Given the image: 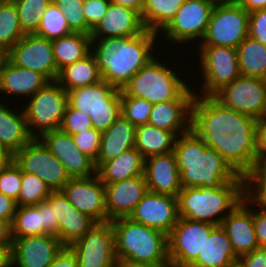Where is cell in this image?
<instances>
[{
    "label": "cell",
    "instance_id": "41",
    "mask_svg": "<svg viewBox=\"0 0 266 267\" xmlns=\"http://www.w3.org/2000/svg\"><path fill=\"white\" fill-rule=\"evenodd\" d=\"M52 191L42 179L34 174L22 172L17 206L38 205L46 200Z\"/></svg>",
    "mask_w": 266,
    "mask_h": 267
},
{
    "label": "cell",
    "instance_id": "46",
    "mask_svg": "<svg viewBox=\"0 0 266 267\" xmlns=\"http://www.w3.org/2000/svg\"><path fill=\"white\" fill-rule=\"evenodd\" d=\"M72 138L76 147L96 162L101 146V132L91 128L72 135Z\"/></svg>",
    "mask_w": 266,
    "mask_h": 267
},
{
    "label": "cell",
    "instance_id": "32",
    "mask_svg": "<svg viewBox=\"0 0 266 267\" xmlns=\"http://www.w3.org/2000/svg\"><path fill=\"white\" fill-rule=\"evenodd\" d=\"M101 80L99 67L92 52L83 59L62 68L56 79L65 91L90 86Z\"/></svg>",
    "mask_w": 266,
    "mask_h": 267
},
{
    "label": "cell",
    "instance_id": "33",
    "mask_svg": "<svg viewBox=\"0 0 266 267\" xmlns=\"http://www.w3.org/2000/svg\"><path fill=\"white\" fill-rule=\"evenodd\" d=\"M177 136L170 131L145 124L136 127L135 148L144 159L174 150Z\"/></svg>",
    "mask_w": 266,
    "mask_h": 267
},
{
    "label": "cell",
    "instance_id": "61",
    "mask_svg": "<svg viewBox=\"0 0 266 267\" xmlns=\"http://www.w3.org/2000/svg\"><path fill=\"white\" fill-rule=\"evenodd\" d=\"M12 243L11 224L0 220V244Z\"/></svg>",
    "mask_w": 266,
    "mask_h": 267
},
{
    "label": "cell",
    "instance_id": "5",
    "mask_svg": "<svg viewBox=\"0 0 266 267\" xmlns=\"http://www.w3.org/2000/svg\"><path fill=\"white\" fill-rule=\"evenodd\" d=\"M110 222L114 230L118 262L171 265L166 234L129 218H117Z\"/></svg>",
    "mask_w": 266,
    "mask_h": 267
},
{
    "label": "cell",
    "instance_id": "23",
    "mask_svg": "<svg viewBox=\"0 0 266 267\" xmlns=\"http://www.w3.org/2000/svg\"><path fill=\"white\" fill-rule=\"evenodd\" d=\"M47 200L58 220V239L69 246L84 236L96 222L75 208L61 191L52 192Z\"/></svg>",
    "mask_w": 266,
    "mask_h": 267
},
{
    "label": "cell",
    "instance_id": "1",
    "mask_svg": "<svg viewBox=\"0 0 266 267\" xmlns=\"http://www.w3.org/2000/svg\"><path fill=\"white\" fill-rule=\"evenodd\" d=\"M256 124V119L223 106L213 96L195 95L191 130L246 178L258 167Z\"/></svg>",
    "mask_w": 266,
    "mask_h": 267
},
{
    "label": "cell",
    "instance_id": "24",
    "mask_svg": "<svg viewBox=\"0 0 266 267\" xmlns=\"http://www.w3.org/2000/svg\"><path fill=\"white\" fill-rule=\"evenodd\" d=\"M146 30L141 15L132 8L110 3L105 15L91 31V39L133 37Z\"/></svg>",
    "mask_w": 266,
    "mask_h": 267
},
{
    "label": "cell",
    "instance_id": "62",
    "mask_svg": "<svg viewBox=\"0 0 266 267\" xmlns=\"http://www.w3.org/2000/svg\"><path fill=\"white\" fill-rule=\"evenodd\" d=\"M118 267H172V265H153L146 263L118 262Z\"/></svg>",
    "mask_w": 266,
    "mask_h": 267
},
{
    "label": "cell",
    "instance_id": "7",
    "mask_svg": "<svg viewBox=\"0 0 266 267\" xmlns=\"http://www.w3.org/2000/svg\"><path fill=\"white\" fill-rule=\"evenodd\" d=\"M22 104L27 127L33 138L59 130L68 105L67 91L57 81L49 82Z\"/></svg>",
    "mask_w": 266,
    "mask_h": 267
},
{
    "label": "cell",
    "instance_id": "17",
    "mask_svg": "<svg viewBox=\"0 0 266 267\" xmlns=\"http://www.w3.org/2000/svg\"><path fill=\"white\" fill-rule=\"evenodd\" d=\"M61 192L75 208L96 223L107 222L105 185L97 174L87 178H70Z\"/></svg>",
    "mask_w": 266,
    "mask_h": 267
},
{
    "label": "cell",
    "instance_id": "37",
    "mask_svg": "<svg viewBox=\"0 0 266 267\" xmlns=\"http://www.w3.org/2000/svg\"><path fill=\"white\" fill-rule=\"evenodd\" d=\"M24 35L14 1L0 0V56L5 55Z\"/></svg>",
    "mask_w": 266,
    "mask_h": 267
},
{
    "label": "cell",
    "instance_id": "22",
    "mask_svg": "<svg viewBox=\"0 0 266 267\" xmlns=\"http://www.w3.org/2000/svg\"><path fill=\"white\" fill-rule=\"evenodd\" d=\"M192 86L177 100L154 103L149 125L173 132L176 136L191 130V108L195 98Z\"/></svg>",
    "mask_w": 266,
    "mask_h": 267
},
{
    "label": "cell",
    "instance_id": "34",
    "mask_svg": "<svg viewBox=\"0 0 266 267\" xmlns=\"http://www.w3.org/2000/svg\"><path fill=\"white\" fill-rule=\"evenodd\" d=\"M52 47L56 67L60 71L91 52V37L84 33L72 32L67 36L52 40Z\"/></svg>",
    "mask_w": 266,
    "mask_h": 267
},
{
    "label": "cell",
    "instance_id": "48",
    "mask_svg": "<svg viewBox=\"0 0 266 267\" xmlns=\"http://www.w3.org/2000/svg\"><path fill=\"white\" fill-rule=\"evenodd\" d=\"M121 114V103H108V107H97L89 113L92 126L101 133L107 130Z\"/></svg>",
    "mask_w": 266,
    "mask_h": 267
},
{
    "label": "cell",
    "instance_id": "39",
    "mask_svg": "<svg viewBox=\"0 0 266 267\" xmlns=\"http://www.w3.org/2000/svg\"><path fill=\"white\" fill-rule=\"evenodd\" d=\"M24 34H35L41 23L44 11L52 0H13Z\"/></svg>",
    "mask_w": 266,
    "mask_h": 267
},
{
    "label": "cell",
    "instance_id": "47",
    "mask_svg": "<svg viewBox=\"0 0 266 267\" xmlns=\"http://www.w3.org/2000/svg\"><path fill=\"white\" fill-rule=\"evenodd\" d=\"M22 180L21 168L13 161L0 175V192L18 200Z\"/></svg>",
    "mask_w": 266,
    "mask_h": 267
},
{
    "label": "cell",
    "instance_id": "27",
    "mask_svg": "<svg viewBox=\"0 0 266 267\" xmlns=\"http://www.w3.org/2000/svg\"><path fill=\"white\" fill-rule=\"evenodd\" d=\"M238 259L229 237L219 225L211 231L202 251L189 267H236Z\"/></svg>",
    "mask_w": 266,
    "mask_h": 267
},
{
    "label": "cell",
    "instance_id": "56",
    "mask_svg": "<svg viewBox=\"0 0 266 267\" xmlns=\"http://www.w3.org/2000/svg\"><path fill=\"white\" fill-rule=\"evenodd\" d=\"M16 208V201L0 192V220L12 224Z\"/></svg>",
    "mask_w": 266,
    "mask_h": 267
},
{
    "label": "cell",
    "instance_id": "36",
    "mask_svg": "<svg viewBox=\"0 0 266 267\" xmlns=\"http://www.w3.org/2000/svg\"><path fill=\"white\" fill-rule=\"evenodd\" d=\"M185 0H145L141 18L145 28L160 33L174 18Z\"/></svg>",
    "mask_w": 266,
    "mask_h": 267
},
{
    "label": "cell",
    "instance_id": "26",
    "mask_svg": "<svg viewBox=\"0 0 266 267\" xmlns=\"http://www.w3.org/2000/svg\"><path fill=\"white\" fill-rule=\"evenodd\" d=\"M49 82L44 75L14 65L5 55L0 56V95L29 99Z\"/></svg>",
    "mask_w": 266,
    "mask_h": 267
},
{
    "label": "cell",
    "instance_id": "54",
    "mask_svg": "<svg viewBox=\"0 0 266 267\" xmlns=\"http://www.w3.org/2000/svg\"><path fill=\"white\" fill-rule=\"evenodd\" d=\"M254 230L259 247L266 248V210L254 203ZM255 207H257L255 209Z\"/></svg>",
    "mask_w": 266,
    "mask_h": 267
},
{
    "label": "cell",
    "instance_id": "19",
    "mask_svg": "<svg viewBox=\"0 0 266 267\" xmlns=\"http://www.w3.org/2000/svg\"><path fill=\"white\" fill-rule=\"evenodd\" d=\"M64 246L51 234L12 238V267H48Z\"/></svg>",
    "mask_w": 266,
    "mask_h": 267
},
{
    "label": "cell",
    "instance_id": "21",
    "mask_svg": "<svg viewBox=\"0 0 266 267\" xmlns=\"http://www.w3.org/2000/svg\"><path fill=\"white\" fill-rule=\"evenodd\" d=\"M147 192L144 175L105 184L107 222L117 218H128Z\"/></svg>",
    "mask_w": 266,
    "mask_h": 267
},
{
    "label": "cell",
    "instance_id": "42",
    "mask_svg": "<svg viewBox=\"0 0 266 267\" xmlns=\"http://www.w3.org/2000/svg\"><path fill=\"white\" fill-rule=\"evenodd\" d=\"M153 103L144 98L121 96V114L135 127L149 123Z\"/></svg>",
    "mask_w": 266,
    "mask_h": 267
},
{
    "label": "cell",
    "instance_id": "11",
    "mask_svg": "<svg viewBox=\"0 0 266 267\" xmlns=\"http://www.w3.org/2000/svg\"><path fill=\"white\" fill-rule=\"evenodd\" d=\"M14 162L22 172L40 177L52 192L61 191L70 180L64 165L39 138H33L17 151Z\"/></svg>",
    "mask_w": 266,
    "mask_h": 267
},
{
    "label": "cell",
    "instance_id": "44",
    "mask_svg": "<svg viewBox=\"0 0 266 267\" xmlns=\"http://www.w3.org/2000/svg\"><path fill=\"white\" fill-rule=\"evenodd\" d=\"M246 195L257 206L266 210V164H260L246 178Z\"/></svg>",
    "mask_w": 266,
    "mask_h": 267
},
{
    "label": "cell",
    "instance_id": "55",
    "mask_svg": "<svg viewBox=\"0 0 266 267\" xmlns=\"http://www.w3.org/2000/svg\"><path fill=\"white\" fill-rule=\"evenodd\" d=\"M48 267H78L75 253L69 246H64Z\"/></svg>",
    "mask_w": 266,
    "mask_h": 267
},
{
    "label": "cell",
    "instance_id": "2",
    "mask_svg": "<svg viewBox=\"0 0 266 267\" xmlns=\"http://www.w3.org/2000/svg\"><path fill=\"white\" fill-rule=\"evenodd\" d=\"M158 35L146 29L133 37L91 39L102 80L121 90L155 56Z\"/></svg>",
    "mask_w": 266,
    "mask_h": 267
},
{
    "label": "cell",
    "instance_id": "51",
    "mask_svg": "<svg viewBox=\"0 0 266 267\" xmlns=\"http://www.w3.org/2000/svg\"><path fill=\"white\" fill-rule=\"evenodd\" d=\"M36 206L42 212L43 234H51L58 237V220L55 218L54 207L47 199Z\"/></svg>",
    "mask_w": 266,
    "mask_h": 267
},
{
    "label": "cell",
    "instance_id": "60",
    "mask_svg": "<svg viewBox=\"0 0 266 267\" xmlns=\"http://www.w3.org/2000/svg\"><path fill=\"white\" fill-rule=\"evenodd\" d=\"M145 0H109L110 3L134 9L141 14Z\"/></svg>",
    "mask_w": 266,
    "mask_h": 267
},
{
    "label": "cell",
    "instance_id": "57",
    "mask_svg": "<svg viewBox=\"0 0 266 267\" xmlns=\"http://www.w3.org/2000/svg\"><path fill=\"white\" fill-rule=\"evenodd\" d=\"M0 267H12V243L0 244Z\"/></svg>",
    "mask_w": 266,
    "mask_h": 267
},
{
    "label": "cell",
    "instance_id": "53",
    "mask_svg": "<svg viewBox=\"0 0 266 267\" xmlns=\"http://www.w3.org/2000/svg\"><path fill=\"white\" fill-rule=\"evenodd\" d=\"M256 150L258 156V166L260 164H266V115L257 119Z\"/></svg>",
    "mask_w": 266,
    "mask_h": 267
},
{
    "label": "cell",
    "instance_id": "43",
    "mask_svg": "<svg viewBox=\"0 0 266 267\" xmlns=\"http://www.w3.org/2000/svg\"><path fill=\"white\" fill-rule=\"evenodd\" d=\"M61 9L72 32L88 35V24L83 14L84 0H52Z\"/></svg>",
    "mask_w": 266,
    "mask_h": 267
},
{
    "label": "cell",
    "instance_id": "28",
    "mask_svg": "<svg viewBox=\"0 0 266 267\" xmlns=\"http://www.w3.org/2000/svg\"><path fill=\"white\" fill-rule=\"evenodd\" d=\"M0 101V146L9 149L13 154L28 144L33 137L27 127L26 117L23 109L8 107L9 103ZM19 112H18V111Z\"/></svg>",
    "mask_w": 266,
    "mask_h": 267
},
{
    "label": "cell",
    "instance_id": "15",
    "mask_svg": "<svg viewBox=\"0 0 266 267\" xmlns=\"http://www.w3.org/2000/svg\"><path fill=\"white\" fill-rule=\"evenodd\" d=\"M5 56L14 65L36 71L50 82L56 81L58 77L52 40L47 38L25 34Z\"/></svg>",
    "mask_w": 266,
    "mask_h": 267
},
{
    "label": "cell",
    "instance_id": "14",
    "mask_svg": "<svg viewBox=\"0 0 266 267\" xmlns=\"http://www.w3.org/2000/svg\"><path fill=\"white\" fill-rule=\"evenodd\" d=\"M69 247L75 253L78 267H118L111 222L96 223Z\"/></svg>",
    "mask_w": 266,
    "mask_h": 267
},
{
    "label": "cell",
    "instance_id": "58",
    "mask_svg": "<svg viewBox=\"0 0 266 267\" xmlns=\"http://www.w3.org/2000/svg\"><path fill=\"white\" fill-rule=\"evenodd\" d=\"M238 5L243 7L248 13L266 9V0H234Z\"/></svg>",
    "mask_w": 266,
    "mask_h": 267
},
{
    "label": "cell",
    "instance_id": "3",
    "mask_svg": "<svg viewBox=\"0 0 266 267\" xmlns=\"http://www.w3.org/2000/svg\"><path fill=\"white\" fill-rule=\"evenodd\" d=\"M173 153L182 188L220 187L238 176L223 157L192 130L177 136Z\"/></svg>",
    "mask_w": 266,
    "mask_h": 267
},
{
    "label": "cell",
    "instance_id": "35",
    "mask_svg": "<svg viewBox=\"0 0 266 267\" xmlns=\"http://www.w3.org/2000/svg\"><path fill=\"white\" fill-rule=\"evenodd\" d=\"M236 50L240 75L266 79V45L248 36Z\"/></svg>",
    "mask_w": 266,
    "mask_h": 267
},
{
    "label": "cell",
    "instance_id": "59",
    "mask_svg": "<svg viewBox=\"0 0 266 267\" xmlns=\"http://www.w3.org/2000/svg\"><path fill=\"white\" fill-rule=\"evenodd\" d=\"M14 161V154L7 148L0 146V175Z\"/></svg>",
    "mask_w": 266,
    "mask_h": 267
},
{
    "label": "cell",
    "instance_id": "18",
    "mask_svg": "<svg viewBox=\"0 0 266 267\" xmlns=\"http://www.w3.org/2000/svg\"><path fill=\"white\" fill-rule=\"evenodd\" d=\"M39 139L64 165L70 178H87L97 174L95 162L76 147L72 135L59 129L46 132Z\"/></svg>",
    "mask_w": 266,
    "mask_h": 267
},
{
    "label": "cell",
    "instance_id": "45",
    "mask_svg": "<svg viewBox=\"0 0 266 267\" xmlns=\"http://www.w3.org/2000/svg\"><path fill=\"white\" fill-rule=\"evenodd\" d=\"M93 128L91 118L88 114L72 108L69 104L66 107L60 130L69 135H74Z\"/></svg>",
    "mask_w": 266,
    "mask_h": 267
},
{
    "label": "cell",
    "instance_id": "4",
    "mask_svg": "<svg viewBox=\"0 0 266 267\" xmlns=\"http://www.w3.org/2000/svg\"><path fill=\"white\" fill-rule=\"evenodd\" d=\"M246 196V177L238 175L220 187L182 188L177 197L179 217L221 225Z\"/></svg>",
    "mask_w": 266,
    "mask_h": 267
},
{
    "label": "cell",
    "instance_id": "25",
    "mask_svg": "<svg viewBox=\"0 0 266 267\" xmlns=\"http://www.w3.org/2000/svg\"><path fill=\"white\" fill-rule=\"evenodd\" d=\"M144 176L150 192L178 197L182 189L173 151L145 159Z\"/></svg>",
    "mask_w": 266,
    "mask_h": 267
},
{
    "label": "cell",
    "instance_id": "8",
    "mask_svg": "<svg viewBox=\"0 0 266 267\" xmlns=\"http://www.w3.org/2000/svg\"><path fill=\"white\" fill-rule=\"evenodd\" d=\"M248 31L249 13L234 0H217L199 45L237 48Z\"/></svg>",
    "mask_w": 266,
    "mask_h": 267
},
{
    "label": "cell",
    "instance_id": "16",
    "mask_svg": "<svg viewBox=\"0 0 266 267\" xmlns=\"http://www.w3.org/2000/svg\"><path fill=\"white\" fill-rule=\"evenodd\" d=\"M128 218L168 236L179 218L178 199L148 191Z\"/></svg>",
    "mask_w": 266,
    "mask_h": 267
},
{
    "label": "cell",
    "instance_id": "50",
    "mask_svg": "<svg viewBox=\"0 0 266 267\" xmlns=\"http://www.w3.org/2000/svg\"><path fill=\"white\" fill-rule=\"evenodd\" d=\"M248 36L266 45V9L249 13Z\"/></svg>",
    "mask_w": 266,
    "mask_h": 267
},
{
    "label": "cell",
    "instance_id": "38",
    "mask_svg": "<svg viewBox=\"0 0 266 267\" xmlns=\"http://www.w3.org/2000/svg\"><path fill=\"white\" fill-rule=\"evenodd\" d=\"M42 212L36 205L17 206L13 222L11 224L12 238L42 235Z\"/></svg>",
    "mask_w": 266,
    "mask_h": 267
},
{
    "label": "cell",
    "instance_id": "9",
    "mask_svg": "<svg viewBox=\"0 0 266 267\" xmlns=\"http://www.w3.org/2000/svg\"><path fill=\"white\" fill-rule=\"evenodd\" d=\"M200 49V50H199ZM197 65L202 73L200 96H214L219 90L240 76L237 50L233 47L198 45ZM200 63V64H199Z\"/></svg>",
    "mask_w": 266,
    "mask_h": 267
},
{
    "label": "cell",
    "instance_id": "52",
    "mask_svg": "<svg viewBox=\"0 0 266 267\" xmlns=\"http://www.w3.org/2000/svg\"><path fill=\"white\" fill-rule=\"evenodd\" d=\"M236 267H266V248L259 247L239 257Z\"/></svg>",
    "mask_w": 266,
    "mask_h": 267
},
{
    "label": "cell",
    "instance_id": "6",
    "mask_svg": "<svg viewBox=\"0 0 266 267\" xmlns=\"http://www.w3.org/2000/svg\"><path fill=\"white\" fill-rule=\"evenodd\" d=\"M156 55L149 60L121 89V96L146 99L150 103H160L179 99L191 86L181 78L176 67L168 68ZM187 82H186V81Z\"/></svg>",
    "mask_w": 266,
    "mask_h": 267
},
{
    "label": "cell",
    "instance_id": "40",
    "mask_svg": "<svg viewBox=\"0 0 266 267\" xmlns=\"http://www.w3.org/2000/svg\"><path fill=\"white\" fill-rule=\"evenodd\" d=\"M71 33L72 31L67 25L64 13L52 1L44 11L41 23L35 34L49 40H54Z\"/></svg>",
    "mask_w": 266,
    "mask_h": 267
},
{
    "label": "cell",
    "instance_id": "13",
    "mask_svg": "<svg viewBox=\"0 0 266 267\" xmlns=\"http://www.w3.org/2000/svg\"><path fill=\"white\" fill-rule=\"evenodd\" d=\"M215 227L212 223L179 217L168 235V256L172 267H189L197 259Z\"/></svg>",
    "mask_w": 266,
    "mask_h": 267
},
{
    "label": "cell",
    "instance_id": "30",
    "mask_svg": "<svg viewBox=\"0 0 266 267\" xmlns=\"http://www.w3.org/2000/svg\"><path fill=\"white\" fill-rule=\"evenodd\" d=\"M136 127L122 114L101 133V146L96 162H107L135 147Z\"/></svg>",
    "mask_w": 266,
    "mask_h": 267
},
{
    "label": "cell",
    "instance_id": "10",
    "mask_svg": "<svg viewBox=\"0 0 266 267\" xmlns=\"http://www.w3.org/2000/svg\"><path fill=\"white\" fill-rule=\"evenodd\" d=\"M216 2L217 0H185L172 21L159 35L162 33L164 40L173 46L184 45L189 41H192V44L193 40L201 42Z\"/></svg>",
    "mask_w": 266,
    "mask_h": 267
},
{
    "label": "cell",
    "instance_id": "20",
    "mask_svg": "<svg viewBox=\"0 0 266 267\" xmlns=\"http://www.w3.org/2000/svg\"><path fill=\"white\" fill-rule=\"evenodd\" d=\"M253 205L254 202L246 195L243 201L221 223L238 257L259 248L254 230Z\"/></svg>",
    "mask_w": 266,
    "mask_h": 267
},
{
    "label": "cell",
    "instance_id": "49",
    "mask_svg": "<svg viewBox=\"0 0 266 267\" xmlns=\"http://www.w3.org/2000/svg\"><path fill=\"white\" fill-rule=\"evenodd\" d=\"M109 4V0H84L83 14L88 24V35L101 21Z\"/></svg>",
    "mask_w": 266,
    "mask_h": 267
},
{
    "label": "cell",
    "instance_id": "12",
    "mask_svg": "<svg viewBox=\"0 0 266 267\" xmlns=\"http://www.w3.org/2000/svg\"><path fill=\"white\" fill-rule=\"evenodd\" d=\"M213 97L223 106L256 120L266 115V79L240 75Z\"/></svg>",
    "mask_w": 266,
    "mask_h": 267
},
{
    "label": "cell",
    "instance_id": "29",
    "mask_svg": "<svg viewBox=\"0 0 266 267\" xmlns=\"http://www.w3.org/2000/svg\"><path fill=\"white\" fill-rule=\"evenodd\" d=\"M68 104L85 114L92 113L97 107H108V103H121V90L105 80L67 91Z\"/></svg>",
    "mask_w": 266,
    "mask_h": 267
},
{
    "label": "cell",
    "instance_id": "31",
    "mask_svg": "<svg viewBox=\"0 0 266 267\" xmlns=\"http://www.w3.org/2000/svg\"><path fill=\"white\" fill-rule=\"evenodd\" d=\"M101 182L112 184L135 176L144 175L145 159L135 147L122 152L107 162H95Z\"/></svg>",
    "mask_w": 266,
    "mask_h": 267
}]
</instances>
